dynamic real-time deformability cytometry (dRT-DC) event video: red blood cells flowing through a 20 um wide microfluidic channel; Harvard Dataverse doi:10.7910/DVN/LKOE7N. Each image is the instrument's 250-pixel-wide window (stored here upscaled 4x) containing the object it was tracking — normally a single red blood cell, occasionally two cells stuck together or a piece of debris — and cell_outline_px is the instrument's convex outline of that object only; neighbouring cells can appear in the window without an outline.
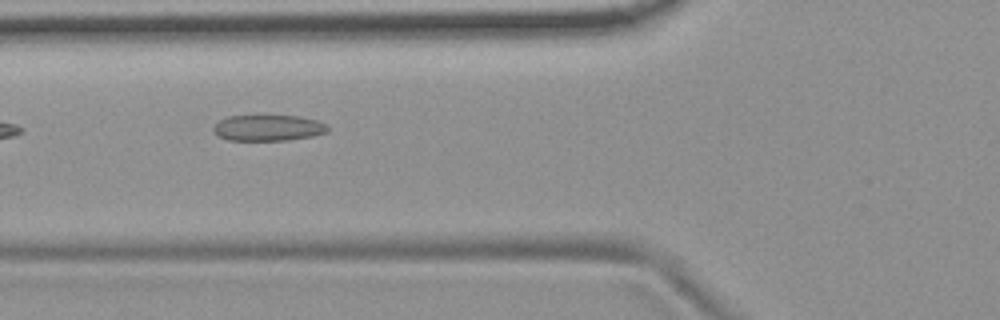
{"species": "common noctule bat (a hibernating species)", "species_latin": "Nyctalus noctula", "temperature_condition": "room temperature", "stored_images_in_passage": 7, "camera_frame_rate_fps": 3000, "um_per_image_px": 0.085, "animal": {"sex": "female", "body_mass_g": 19.9}, "frame": {"image": 1, "passage_image": 6, "time_ms": 6.0, "image_size_px": [1000, 320], "cell_outline_px": [[328, 132], [312, 136], [288, 140], [228, 140], [216, 136], [212, 132], [212, 128], [220, 120], [228, 116], [264, 112], [300, 116], [316, 120], [328, 124]], "centroid_in_image_um": [22.76, 10.81], "position_along_channel_um": 103.0, "area_um2": 18.44}}
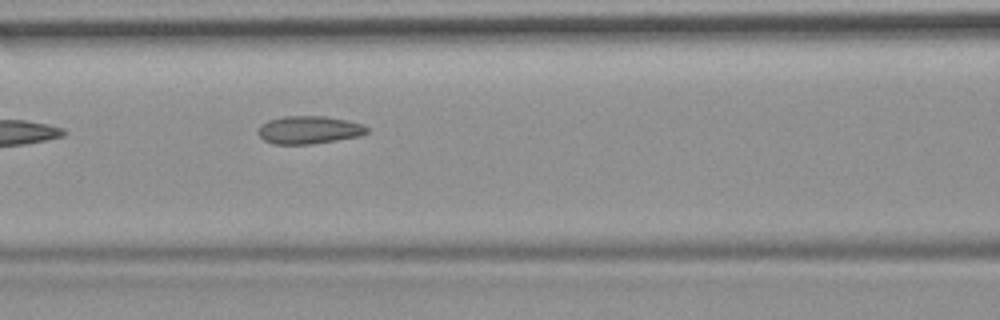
{"frame": {"image": 2, "passage_image": 7, "time_ms": 7.0, "image_size_px": [1000, 320], "cell_outline_px": [[368, 132], [360, 136], [312, 144], [276, 144], [264, 140], [260, 136], [260, 128], [268, 120], [284, 116], [324, 116], [364, 124], [368, 128]], "centroid_in_image_um": [26.31, 11.04], "position_along_channel_um": 140.3, "area_um2": 17.4}}